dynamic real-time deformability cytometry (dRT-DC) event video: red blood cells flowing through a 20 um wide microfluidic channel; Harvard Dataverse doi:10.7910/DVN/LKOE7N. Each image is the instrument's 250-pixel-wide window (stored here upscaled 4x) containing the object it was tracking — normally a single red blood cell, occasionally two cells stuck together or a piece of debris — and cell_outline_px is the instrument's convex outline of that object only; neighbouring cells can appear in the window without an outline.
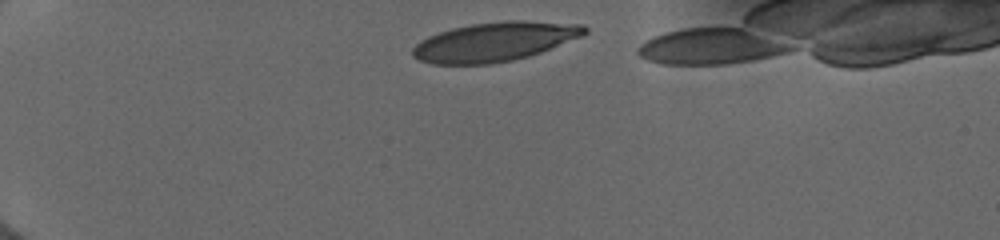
{"species": "human", "species_latin": "Homo sapiens", "temperature_condition": "cold", "stored_images_in_passage": 39, "camera_frame_rate_fps": 3000, "um_per_image_px": 0.085, "donor": {"sex": "female"}, "frame": {"image": 1, "passage_image": 3, "time_ms": 0.667, "image_size_px": [1000, 240], "cell_outline_px": [[588, 32], [580, 36], [540, 52], [528, 56], [512, 60], [488, 64], [432, 64], [420, 60], [412, 56], [412, 48], [420, 40], [428, 36], [452, 28], [472, 24], [504, 20], [524, 20], [584, 24], [588, 28]], "centroid_in_image_um": [42.03, 3.53], "position_along_channel_um": 43.0, "area_um2": 39.13}}
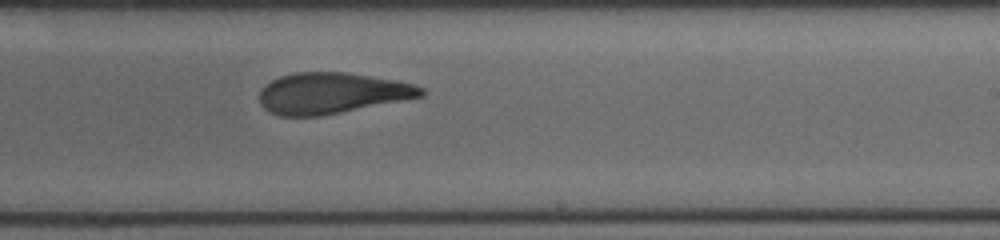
{"frame": {"image": 2, "passage_image": 24, "time_ms": 7.667, "image_size_px": [1000, 240], "cell_outline_px": [[424, 96], [320, 116], [280, 116], [268, 112], [260, 104], [260, 88], [272, 80], [280, 76], [296, 72], [348, 72], [396, 80], [416, 84], [424, 88]], "centroid_in_image_um": [28.19, 7.91], "position_along_channel_um": 260.8, "area_um2": 38.73}}
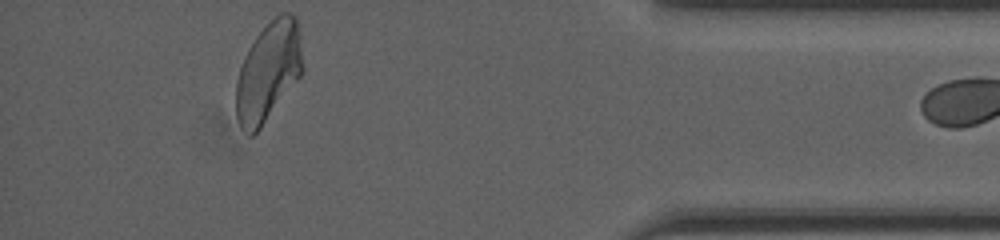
{"frame": {"image": 3, "passage_image": 38, "time_ms": 12.333, "image_size_px": [1000, 240], "cell_outline_px": [[304, 68], [300, 76], [260, 128], [252, 136], [248, 136], [240, 128], [236, 116], [236, 80], [244, 56], [248, 48], [256, 36], [280, 12], [292, 12], [296, 16], [300, 36]], "centroid_in_image_um": [22.81, 6.09], "position_along_channel_um": 412.4, "area_um2": 38.55}}